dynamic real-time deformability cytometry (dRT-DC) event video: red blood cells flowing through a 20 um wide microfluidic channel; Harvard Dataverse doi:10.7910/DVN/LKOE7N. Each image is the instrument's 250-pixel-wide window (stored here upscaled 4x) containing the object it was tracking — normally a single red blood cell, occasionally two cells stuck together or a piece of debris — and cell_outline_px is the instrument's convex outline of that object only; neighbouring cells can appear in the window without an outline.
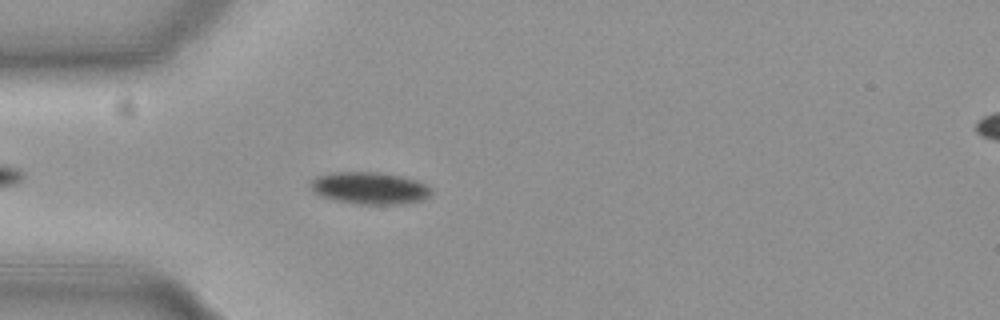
{"species": "common noctule bat (a hibernating species)", "species_latin": "Nyctalus noctula", "temperature_condition": "cold", "stored_images_in_passage": 41, "camera_frame_rate_fps": 3000, "um_per_image_px": 0.085, "animal": {"sex": "female", "body_mass_g": 19.3, "forearm_length_mm": 54.1}, "frame": {"image": 1, "passage_image": 6, "time_ms": 1.667, "image_size_px": [1000, 320], "cell_outline_px": [[432, 192], [428, 196], [420, 200], [400, 204], [356, 204], [332, 200], [320, 196], [312, 192], [308, 184], [316, 176], [336, 172], [380, 172], [400, 176], [416, 180], [424, 184]], "centroid_in_image_um": [31.33, 15.99], "position_along_channel_um": 53.7, "area_um2": 22.6}}
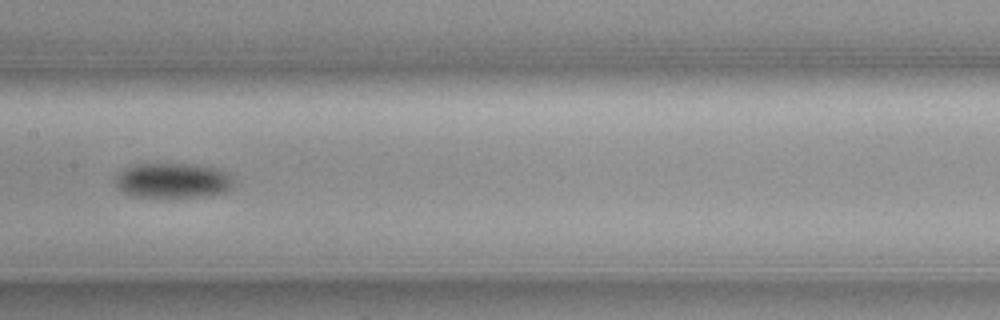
{"frame": {"image": 2, "passage_image": 18, "time_ms": 5.667, "image_size_px": [1000, 320], "cell_outline_px": [[232, 180], [228, 188], [224, 192], [208, 196], [172, 200], [164, 200], [132, 196], [124, 192], [116, 184], [116, 176], [124, 168], [132, 164], [168, 160], [196, 164], [216, 168], [224, 172]], "centroid_in_image_um": [14.61, 15.34], "position_along_channel_um": 192.8, "area_um2": 25.72}}
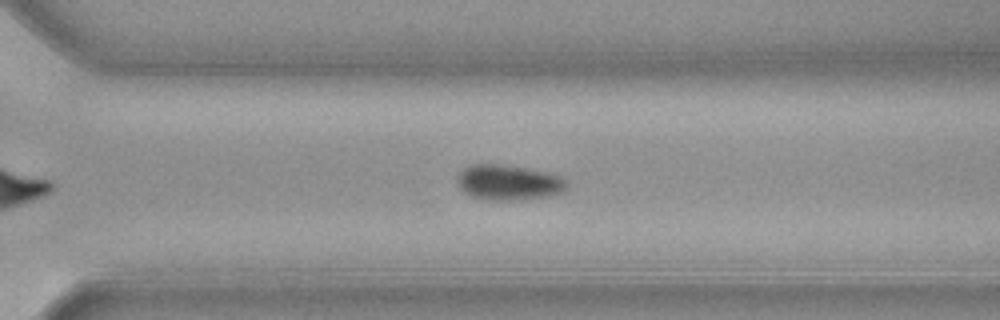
{"frame": {"image": 3, "passage_image": 29, "time_ms": 9.333, "image_size_px": [1000, 320], "cell_outline_px": [[564, 192], [548, 196], [520, 200], [484, 200], [472, 196], [464, 192], [456, 184], [456, 176], [468, 164], [496, 164], [548, 172], [564, 180]], "centroid_in_image_um": [43.13, 15.52], "position_along_channel_um": 327.5, "area_um2": 22.37}, "authors_computed_cell_mechanics": {"area_um2": 22.5998, "velocity_mm_per_s": 3.6942, "shape_relaxation_time_tau1_ms": 1.594, "shape_relaxation_time_tau2_ms": null, "deformation_change_tau1": 0.0718, "deformation_change_tau2": null}}